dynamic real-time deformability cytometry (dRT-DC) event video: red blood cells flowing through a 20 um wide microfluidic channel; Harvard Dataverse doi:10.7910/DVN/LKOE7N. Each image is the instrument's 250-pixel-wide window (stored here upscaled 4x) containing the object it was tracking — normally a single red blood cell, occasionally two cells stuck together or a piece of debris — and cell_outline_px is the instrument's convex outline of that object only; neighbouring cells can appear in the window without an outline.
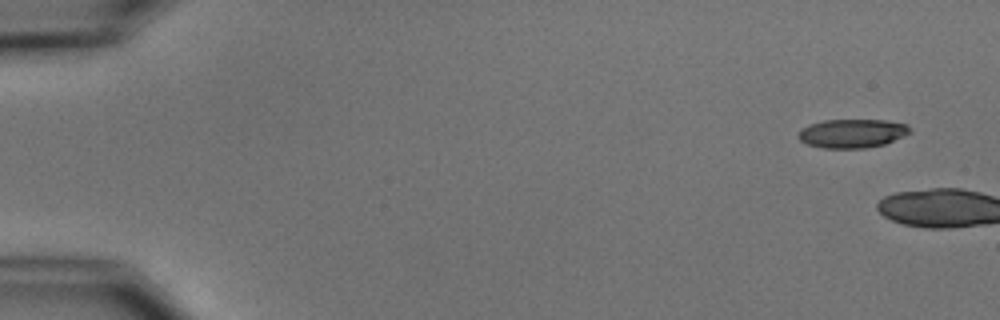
{"species": "common noctule bat (a hibernating species)", "species_latin": "Nyctalus noctula", "temperature_condition": "cold", "stored_images_in_passage": 11, "camera_frame_rate_fps": 3000, "um_per_image_px": 0.085, "animal": {"sex": "male", "body_mass_g": 15.6}, "frame": {"image": 1, "passage_image": 1, "time_ms": 0.0, "image_size_px": [1000, 320], "cell_outline_px": [[912, 132], [884, 144], [864, 148], [824, 148], [808, 144], [800, 140], [796, 136], [804, 128], [812, 124], [824, 120], [884, 120], [908, 124], [912, 128]], "centroid_in_image_um": [72.48, 11.33], "position_along_channel_um": 12.5, "area_um2": 18.55}}
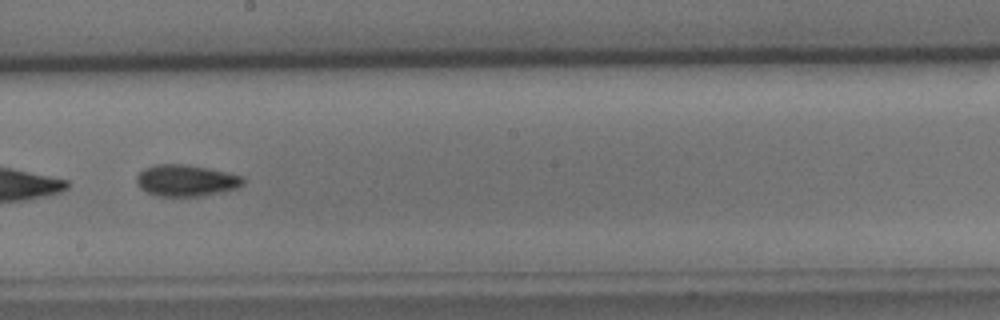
{"frame": {"image": 2, "passage_image": 10, "time_ms": 11.0, "image_size_px": [1000, 320], "cell_outline_px": [[244, 184], [240, 188], [200, 196], [156, 196], [140, 188], [136, 184], [136, 176], [144, 168], [156, 164], [184, 164], [208, 168], [228, 172], [244, 176]], "centroid_in_image_um": [15.83, 15.34], "position_along_channel_um": 232.4, "area_um2": 19.77}}
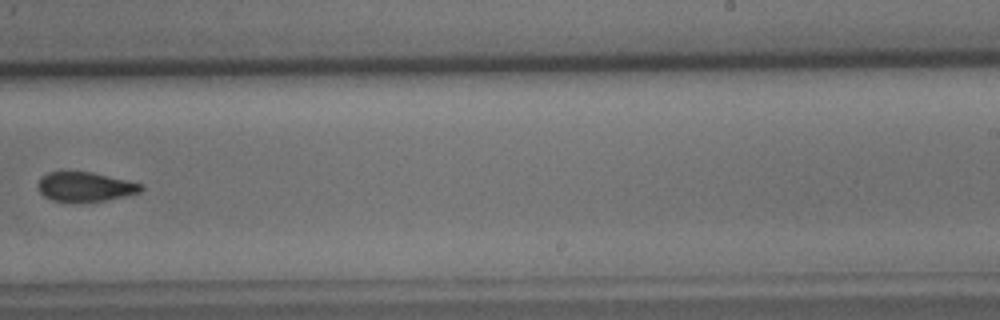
{"frame": {"image": 3, "passage_image": 11, "time_ms": 12.333, "image_size_px": [1000, 320], "cell_outline_px": [[144, 188], [140, 192], [124, 196], [104, 200], [80, 204], [72, 204], [52, 200], [44, 196], [40, 192], [40, 176], [48, 172], [92, 172], [144, 184]], "centroid_in_image_um": [7.25, 15.91], "position_along_channel_um": 281.8, "area_um2": 17.98}}